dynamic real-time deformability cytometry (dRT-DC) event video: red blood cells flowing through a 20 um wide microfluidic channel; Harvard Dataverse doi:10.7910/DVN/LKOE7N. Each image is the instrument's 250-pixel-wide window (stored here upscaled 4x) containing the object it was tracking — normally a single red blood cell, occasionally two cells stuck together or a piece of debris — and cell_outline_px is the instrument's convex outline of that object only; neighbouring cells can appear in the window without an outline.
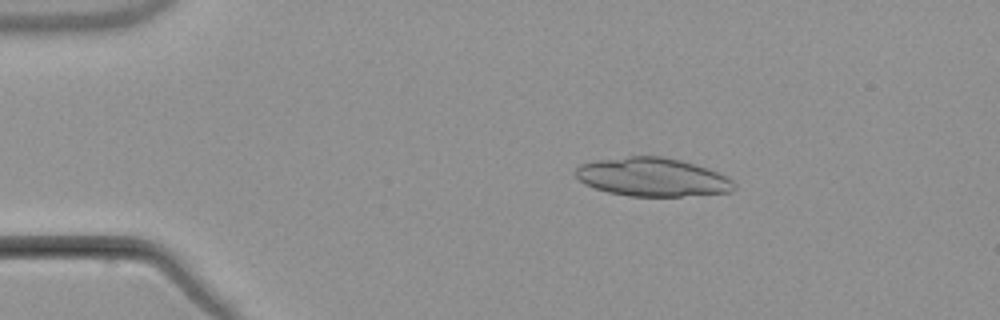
{"species": "common noctule bat (a hibernating species)", "species_latin": "Nyctalus noctula", "temperature_condition": "warm", "stored_images_in_passage": 7, "segment_of_instrument_passage": [1, 2], "camera_frame_rate_fps": 3000, "um_per_image_px": 0.085, "animal": {"sex": "male", "body_mass_g": 21.5, "forearm_length_mm": 52.0}, "frame": {"image": 1, "passage_image": 3, "time_ms": 2.333, "image_size_px": [1000, 320], "cell_outline_px": [[736, 188], [732, 192], [680, 196], [628, 196], [608, 192], [584, 184], [576, 176], [576, 168], [580, 164], [596, 160], [628, 156], [664, 156], [680, 160], [708, 168], [728, 176], [736, 184]], "centroid_in_image_um": [55.48, 15.05], "position_along_channel_um": 29.5, "area_um2": 35.72}}